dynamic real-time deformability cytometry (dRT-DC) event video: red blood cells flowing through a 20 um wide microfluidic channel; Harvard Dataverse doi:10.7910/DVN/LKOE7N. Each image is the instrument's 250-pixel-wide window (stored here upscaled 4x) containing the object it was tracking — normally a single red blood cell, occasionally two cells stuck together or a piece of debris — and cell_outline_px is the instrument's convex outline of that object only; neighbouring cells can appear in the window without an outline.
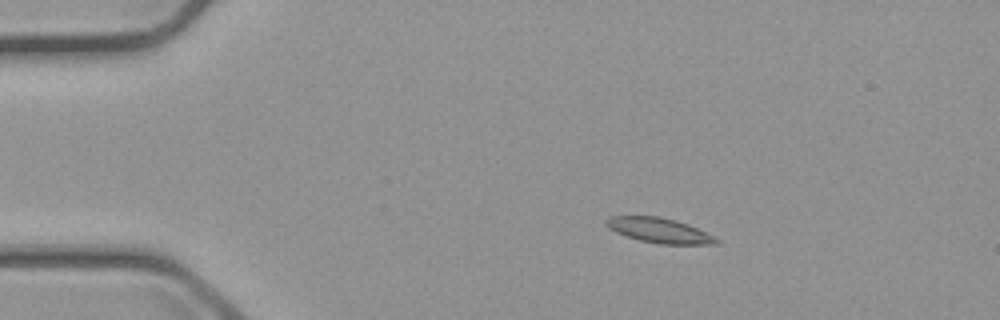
{"species": "common noctule bat (a hibernating species)", "species_latin": "Nyctalus noctula", "temperature_condition": "cold", "stored_images_in_passage": 3, "camera_frame_rate_fps": 3000, "um_per_image_px": 0.085, "animal": {"sex": "male", "body_mass_g": 23.1, "forearm_length_mm": 52.7}, "frame": {"image": 1, "passage_image": 1, "time_ms": 0.0, "image_size_px": [1000, 320], "cell_outline_px": [[720, 244], [660, 244], [640, 240], [616, 232], [608, 228], [604, 224], [604, 220], [608, 216], [660, 216], [676, 220], [688, 224], [720, 240]], "centroid_in_image_um": [56.0, 19.57], "position_along_channel_um": 29.0, "area_um2": 15.95}}
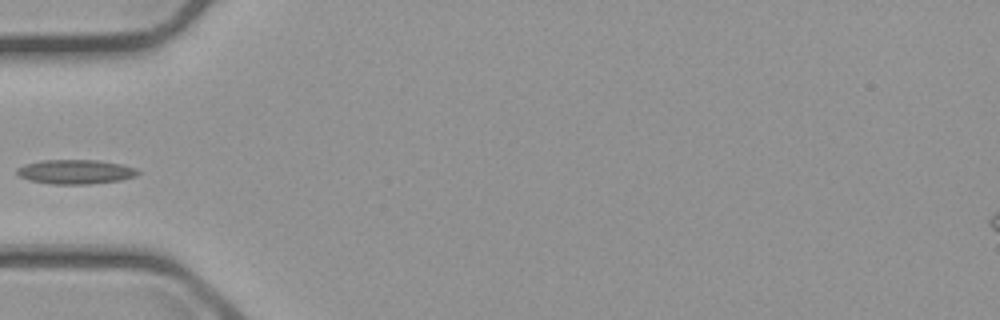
{"frame": {"image": 2, "passage_image": 3, "time_ms": 3.0, "image_size_px": [1000, 320], "cell_outline_px": [[140, 172], [136, 176], [120, 180], [88, 184], [52, 184], [28, 180], [20, 176], [16, 172], [16, 168], [24, 164], [44, 160], [100, 160], [124, 164], [136, 168]], "centroid_in_image_um": [6.43, 14.59], "position_along_channel_um": 78.6, "area_um2": 17.28}}